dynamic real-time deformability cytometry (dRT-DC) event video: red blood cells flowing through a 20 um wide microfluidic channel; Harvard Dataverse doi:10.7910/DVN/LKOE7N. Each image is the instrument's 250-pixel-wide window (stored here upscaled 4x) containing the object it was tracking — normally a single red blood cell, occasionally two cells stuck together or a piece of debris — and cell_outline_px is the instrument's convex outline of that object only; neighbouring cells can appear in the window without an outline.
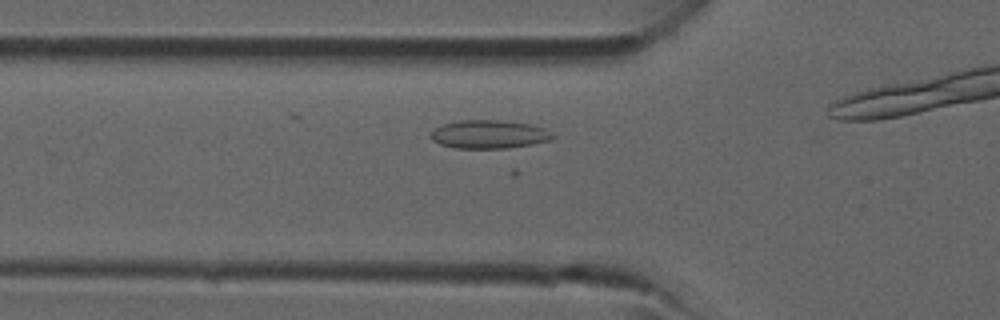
{"species": "common noctule bat (a hibernating species)", "species_latin": "Nyctalus noctula", "temperature_condition": "room temperature", "stored_images_in_passage": 9, "camera_frame_rate_fps": 3000, "um_per_image_px": 0.085, "animal": {"sex": "male", "forearm_length_mm": 52.5}, "frame": {"image": 1, "passage_image": 5, "time_ms": 1.333, "image_size_px": [1000, 320], "cell_outline_px": [[556, 136], [552, 140], [532, 144], [504, 148], [456, 148], [440, 144], [432, 140], [428, 136], [436, 128], [444, 124], [460, 120], [500, 120], [532, 124], [544, 128], [552, 132]], "centroid_in_image_um": [41.6, 11.41], "position_along_channel_um": 84.2, "area_um2": 20.23}}
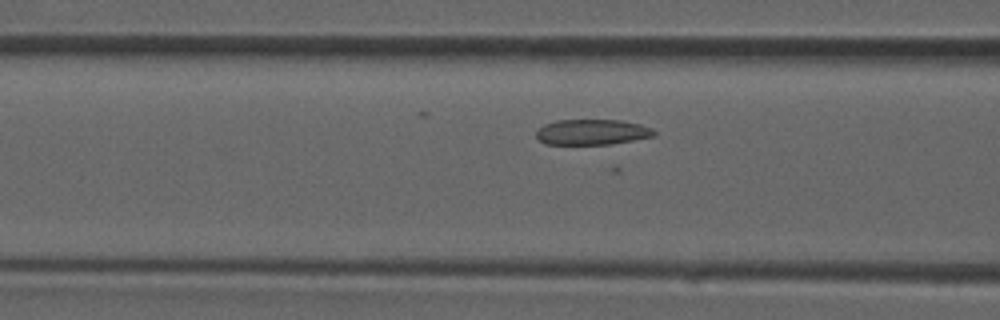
{"frame": {"image": 2, "passage_image": 7, "time_ms": 2.0, "image_size_px": [1000, 320], "cell_outline_px": [[656, 136], [612, 144], [544, 144], [536, 136], [536, 132], [544, 124], [556, 120], [620, 120], [640, 124], [652, 128], [656, 132]], "centroid_in_image_um": [50.35, 11.23], "position_along_channel_um": 116.2, "area_um2": 17.57}}